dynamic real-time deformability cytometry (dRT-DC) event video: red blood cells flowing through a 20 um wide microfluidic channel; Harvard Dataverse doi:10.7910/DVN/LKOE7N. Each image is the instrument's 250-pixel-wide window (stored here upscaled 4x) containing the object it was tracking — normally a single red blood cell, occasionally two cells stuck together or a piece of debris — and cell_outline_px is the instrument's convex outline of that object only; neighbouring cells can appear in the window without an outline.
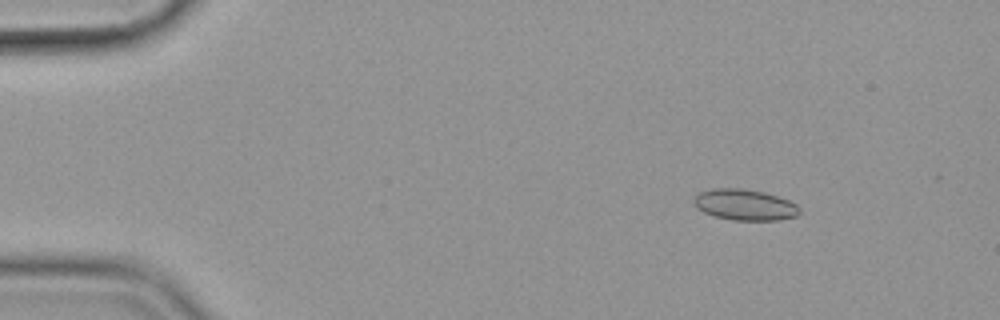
{"species": "common noctule bat (a hibernating species)", "species_latin": "Nyctalus noctula", "temperature_condition": "cold", "stored_images_in_passage": 55, "camera_frame_rate_fps": 3000, "um_per_image_px": 0.085, "animal": {"sex": "female", "body_mass_g": 19.9}, "frame": {"image": 1, "passage_image": 6, "time_ms": 1.667, "image_size_px": [1000, 320], "cell_outline_px": [[800, 212], [796, 216], [780, 220], [732, 220], [716, 216], [704, 212], [696, 208], [692, 200], [700, 192], [712, 188], [740, 188], [764, 192], [788, 200], [796, 204], [800, 208]], "centroid_in_image_um": [63.3, 17.4], "position_along_channel_um": 21.7, "area_um2": 19.07}}
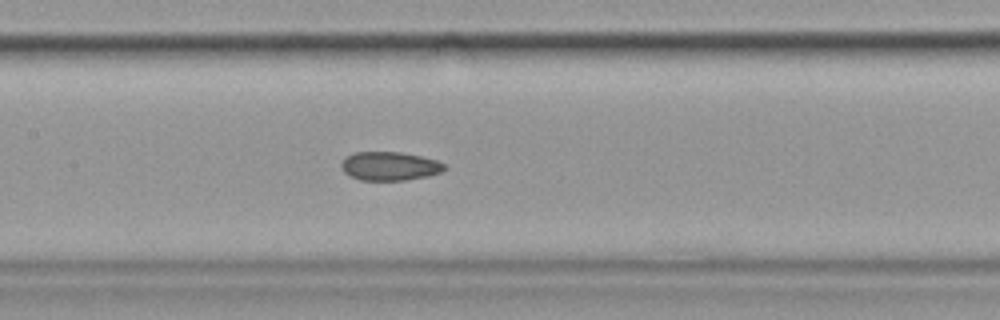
{"frame": {"image": 2, "passage_image": 26, "time_ms": 8.333, "image_size_px": [1000, 320], "cell_outline_px": [[448, 168], [444, 172], [428, 176], [404, 180], [360, 180], [344, 172], [340, 168], [340, 164], [348, 156], [356, 152], [400, 152], [420, 156], [436, 160], [444, 164]], "centroid_in_image_um": [33.16, 14.12], "position_along_channel_um": 174.2, "area_um2": 17.22}}
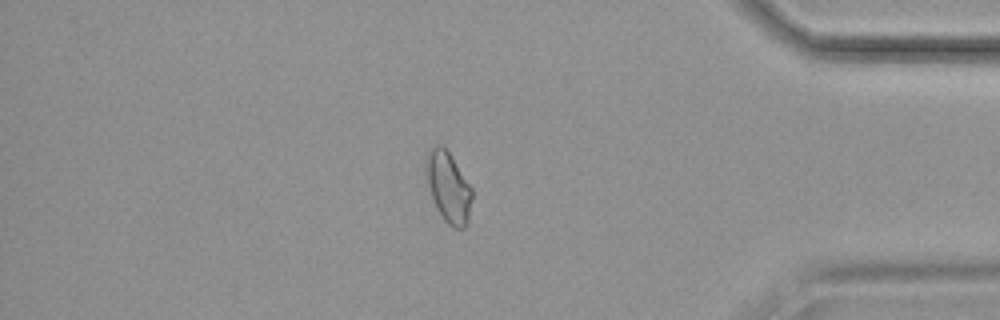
{"frame": {"image": 3, "passage_image": 47, "time_ms": 15.333, "image_size_px": [1000, 320], "cell_outline_px": [[472, 196], [468, 224], [464, 228], [456, 228], [448, 224], [444, 220], [436, 208], [424, 172], [428, 152], [436, 144], [440, 144], [448, 152], [472, 188]], "centroid_in_image_um": [38.11, 15.93], "position_along_channel_um": 397.1, "area_um2": 18.67}, "authors_computed_cell_mechanics": {"area_um2": 18.0914, "velocity_mm_per_s": 3.5932, "shape_relaxation_time_tau1_ms": null, "shape_relaxation_time_tau2_ms": 3.2141, "deformation_change_tau1": null, "deformation_change_tau2": 0.0779}}